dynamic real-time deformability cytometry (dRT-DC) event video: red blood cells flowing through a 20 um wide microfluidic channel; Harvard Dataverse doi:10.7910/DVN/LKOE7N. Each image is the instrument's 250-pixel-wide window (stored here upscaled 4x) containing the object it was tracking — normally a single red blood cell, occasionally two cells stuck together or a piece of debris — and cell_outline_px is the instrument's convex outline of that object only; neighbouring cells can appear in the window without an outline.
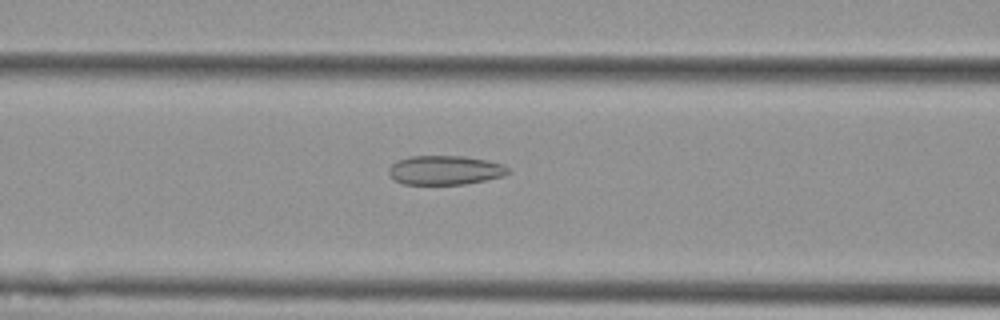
{"species": "Egyptian fruit bat (a non-hibernating species)", "species_latin": "Rousettus aegyptiacus", "temperature_condition": "cold", "stored_images_in_passage": 41, "camera_frame_rate_fps": 3000, "um_per_image_px": 0.085, "animal": {"sex": "female"}, "frame": {"image": 1, "passage_image": 8, "time_ms": 2.333, "image_size_px": [1000, 320], "cell_outline_px": [[512, 172], [504, 176], [464, 184], [404, 184], [396, 180], [388, 172], [388, 168], [396, 160], [408, 156], [464, 156], [488, 160], [504, 164]], "centroid_in_image_um": [37.85, 14.45], "position_along_channel_um": 128.7, "area_um2": 20.4}}
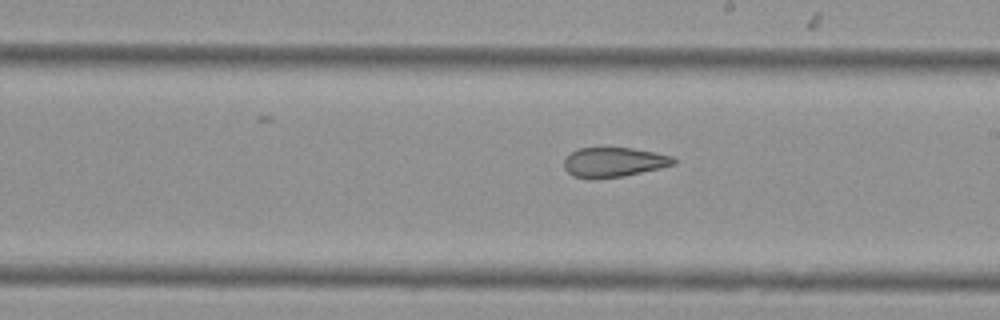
{"frame": {"image": 2, "passage_image": 17, "time_ms": 5.333, "image_size_px": [1000, 320], "cell_outline_px": [[676, 164], [660, 168], [624, 176], [572, 176], [564, 168], [564, 160], [572, 152], [580, 148], [632, 148], [672, 156], [676, 160]], "centroid_in_image_um": [52.22, 13.76], "position_along_channel_um": 236.8, "area_um2": 18.21}}
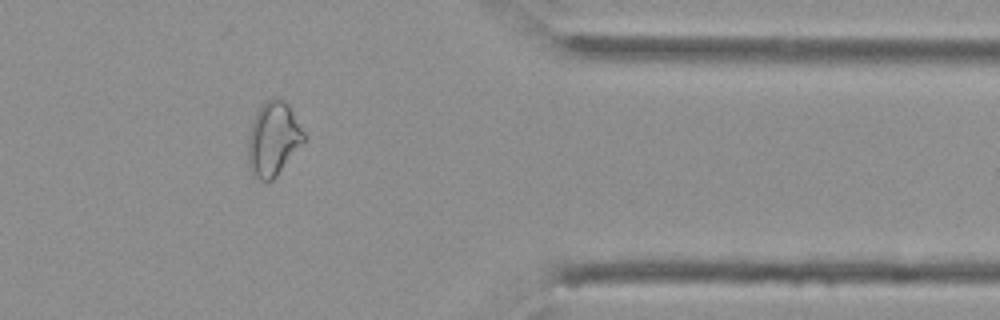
{"frame": {"image": 3, "passage_image": 31, "time_ms": 10.0, "image_size_px": [1000, 320], "cell_outline_px": [[304, 140], [276, 176], [272, 180], [260, 180], [252, 176], [248, 168], [248, 136], [256, 112], [264, 100], [272, 96], [276, 96], [284, 100], [292, 108], [304, 132]], "centroid_in_image_um": [23.2, 11.76], "position_along_channel_um": 388.2, "area_um2": 24.16}, "authors_computed_cell_mechanics": {"area_um2": 21.3282, "velocity_mm_per_s": 3.6158, "shape_relaxation_time_tau1_ms": null, "shape_relaxation_time_tau2_ms": 2.3204, "deformation_change_tau1": null, "deformation_change_tau2": 0.1003}}